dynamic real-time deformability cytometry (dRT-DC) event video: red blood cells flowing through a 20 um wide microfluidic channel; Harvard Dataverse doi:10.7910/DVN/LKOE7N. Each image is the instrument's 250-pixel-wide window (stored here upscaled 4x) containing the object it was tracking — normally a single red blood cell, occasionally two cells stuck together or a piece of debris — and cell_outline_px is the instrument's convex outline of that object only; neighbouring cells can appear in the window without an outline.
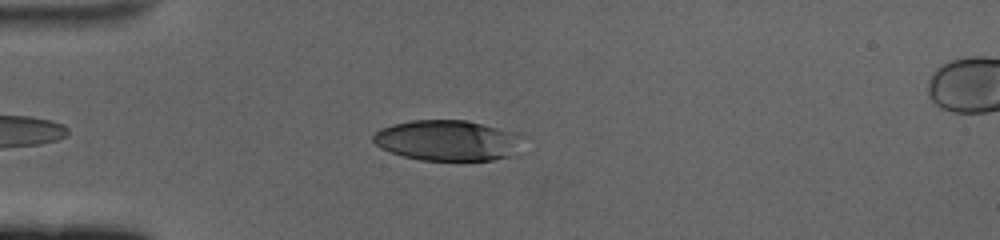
{"species": "human", "species_latin": "Homo sapiens", "temperature_condition": "cold", "stored_images_in_passage": 45, "camera_frame_rate_fps": 3000, "um_per_image_px": 0.085, "donor": {"sex": "female"}, "frame": {"image": 1, "passage_image": 6, "time_ms": 1.667, "image_size_px": [1000, 240], "cell_outline_px": [[528, 152], [520, 156], [492, 160], [420, 160], [404, 156], [380, 148], [372, 140], [372, 136], [380, 128], [392, 124], [412, 120], [464, 120], [496, 128], [508, 132], [516, 136]], "centroid_in_image_um": [38.09, 11.97], "position_along_channel_um": 46.9, "area_um2": 35.6}}
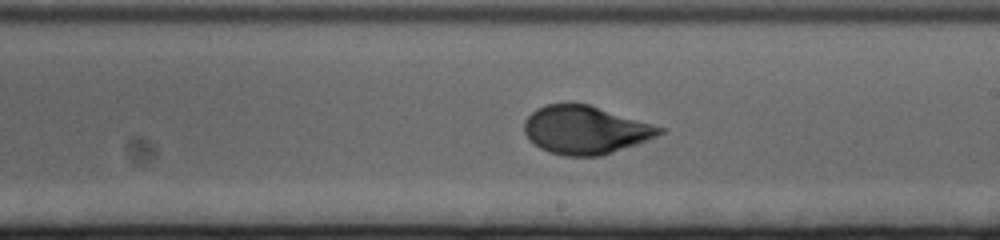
{"frame": {"image": 2, "passage_image": 25, "time_ms": 8.0, "image_size_px": [1000, 240], "cell_outline_px": [[668, 128], [664, 132], [656, 136], [636, 144], [600, 156], [564, 156], [548, 152], [540, 148], [528, 140], [524, 132], [524, 120], [536, 108], [548, 104], [588, 104]], "centroid_in_image_um": [49.75, 11.05], "position_along_channel_um": 239.3, "area_um2": 38.03}}
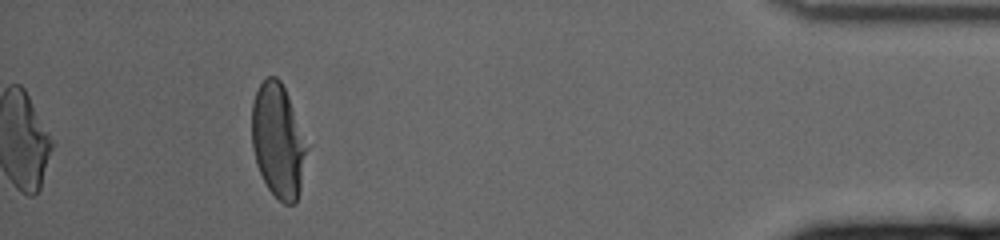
{"frame": {"image": 3, "passage_image": 45, "time_ms": 14.667, "image_size_px": [1000, 240], "cell_outline_px": [[308, 148], [300, 188], [296, 204], [284, 204], [268, 188], [256, 164], [252, 148], [252, 104], [256, 92], [260, 84], [268, 76], [276, 76], [280, 80], [288, 96]], "centroid_in_image_um": [23.62, 11.98], "position_along_channel_um": 411.6, "area_um2": 36.13}, "authors_computed_cell_mechanics": {"area_um2": 37.57, "velocity_mm_per_s": 3.3662, "shape_relaxation_time_tau1_ms": 4.3702, "shape_relaxation_time_tau2_ms": null, "deformation_change_tau1": 0.1902, "deformation_change_tau2": null}}